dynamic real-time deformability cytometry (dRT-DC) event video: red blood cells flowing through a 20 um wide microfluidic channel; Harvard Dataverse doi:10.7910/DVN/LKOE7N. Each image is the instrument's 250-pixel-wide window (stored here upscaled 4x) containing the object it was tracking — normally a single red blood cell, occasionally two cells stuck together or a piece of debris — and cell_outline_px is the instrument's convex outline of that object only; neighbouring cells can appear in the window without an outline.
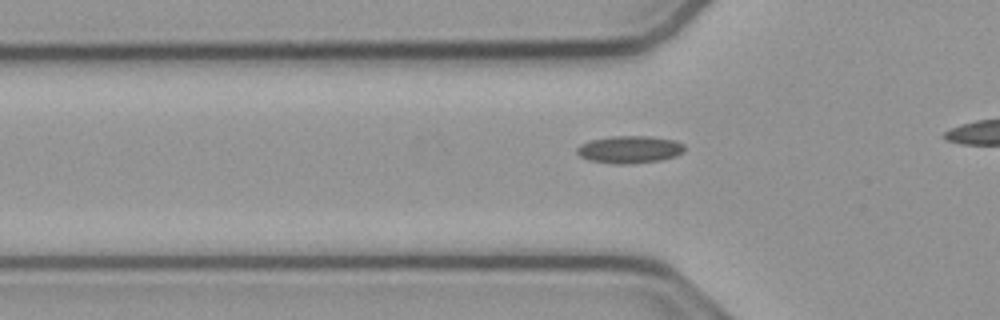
{"species": "common noctule bat (a hibernating species)", "species_latin": "Nyctalus noctula", "temperature_condition": "cold", "stored_images_in_passage": 32, "camera_frame_rate_fps": 3000, "um_per_image_px": 0.085, "animal": {"sex": "male", "body_mass_g": 23.1, "forearm_length_mm": 52.7}, "frame": {"image": 1, "passage_image": 6, "time_ms": 1.667, "image_size_px": [1000, 320], "cell_outline_px": [[684, 152], [676, 156], [660, 160], [632, 164], [612, 164], [588, 160], [580, 156], [576, 152], [576, 148], [580, 144], [592, 140], [612, 136], [648, 136], [676, 140], [684, 144]], "centroid_in_image_um": [53.52, 12.71], "position_along_channel_um": 72.3, "area_um2": 17.34}}
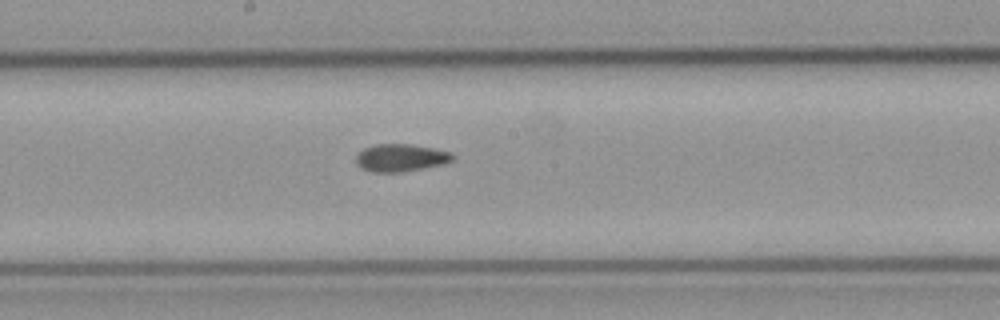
{"frame": {"image": 2, "passage_image": 17, "time_ms": 5.333, "image_size_px": [1000, 320], "cell_outline_px": [[456, 156], [452, 160], [444, 164], [400, 172], [372, 172], [360, 168], [356, 164], [356, 156], [364, 148], [376, 144], [412, 144], [452, 152]], "centroid_in_image_um": [34.06, 13.41], "position_along_channel_um": 214.1, "area_um2": 15.55}}
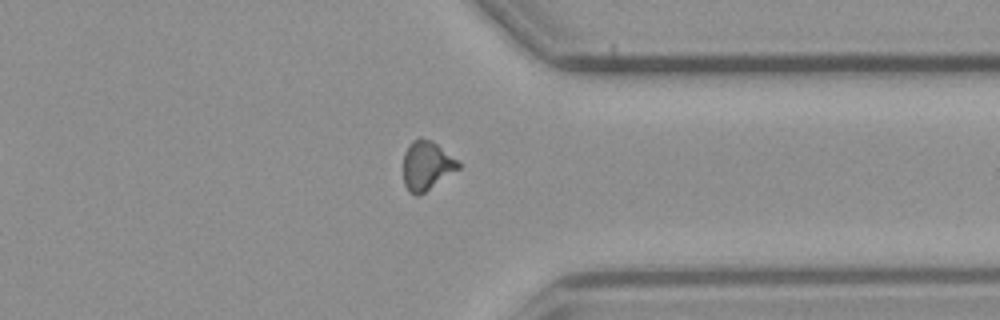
{"frame": {"image": 3, "passage_image": 30, "time_ms": 9.667, "image_size_px": [1000, 320], "cell_outline_px": [[460, 168], [424, 192], [416, 196], [408, 192], [404, 184], [404, 152], [412, 140], [420, 136], [432, 140], [456, 160], [460, 164]], "centroid_in_image_um": [36.23, 14.06], "position_along_channel_um": 375.2, "area_um2": 15.61}}